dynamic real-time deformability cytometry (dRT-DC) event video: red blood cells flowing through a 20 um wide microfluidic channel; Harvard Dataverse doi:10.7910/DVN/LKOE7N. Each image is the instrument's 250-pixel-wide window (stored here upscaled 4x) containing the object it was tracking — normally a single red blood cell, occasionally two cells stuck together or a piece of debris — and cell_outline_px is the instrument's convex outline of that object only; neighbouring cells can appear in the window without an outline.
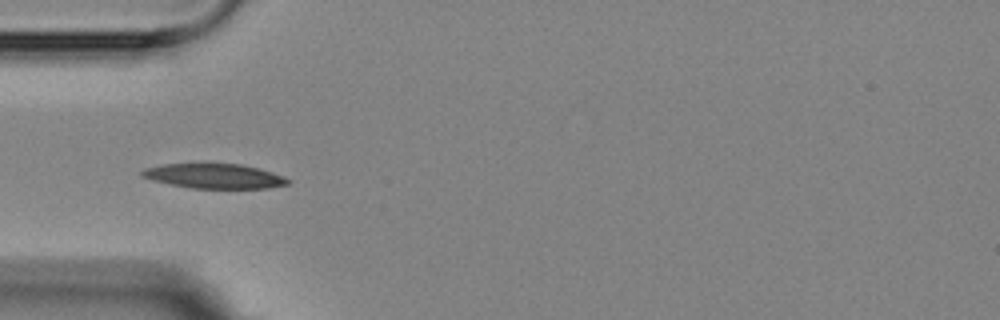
{"species": "Egyptian fruit bat (a non-hibernating species)", "species_latin": "Rousettus aegyptiacus", "temperature_condition": "room temperature", "stored_images_in_passage": 5, "camera_frame_rate_fps": 3000, "um_per_image_px": 0.085, "animal": {"sex": "female"}, "frame": {"image": 1, "passage_image": 4, "time_ms": 3.667, "image_size_px": [1000, 320], "cell_outline_px": [[292, 180], [288, 184], [268, 188], [192, 188], [152, 180], [140, 176], [140, 172], [144, 168], [164, 164], [240, 164], [272, 172], [284, 176]], "centroid_in_image_um": [18.22, 14.97], "position_along_channel_um": 66.8, "area_um2": 20.81}}
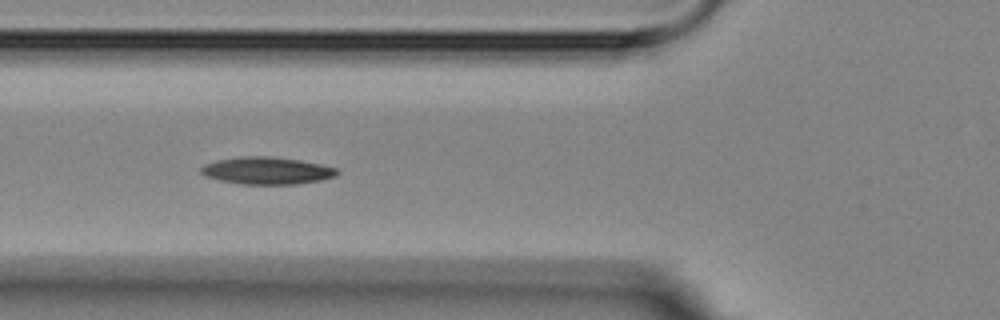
{"frame": {"image": 2, "passage_image": 5, "time_ms": 4.667, "image_size_px": [1000, 320], "cell_outline_px": [[340, 172], [336, 176], [320, 180], [296, 184], [240, 184], [220, 180], [204, 176], [200, 172], [200, 168], [204, 164], [216, 160], [244, 156], [272, 156], [300, 160], [320, 164], [336, 168]], "centroid_in_image_um": [22.67, 14.5], "position_along_channel_um": 103.1, "area_um2": 21.68}}